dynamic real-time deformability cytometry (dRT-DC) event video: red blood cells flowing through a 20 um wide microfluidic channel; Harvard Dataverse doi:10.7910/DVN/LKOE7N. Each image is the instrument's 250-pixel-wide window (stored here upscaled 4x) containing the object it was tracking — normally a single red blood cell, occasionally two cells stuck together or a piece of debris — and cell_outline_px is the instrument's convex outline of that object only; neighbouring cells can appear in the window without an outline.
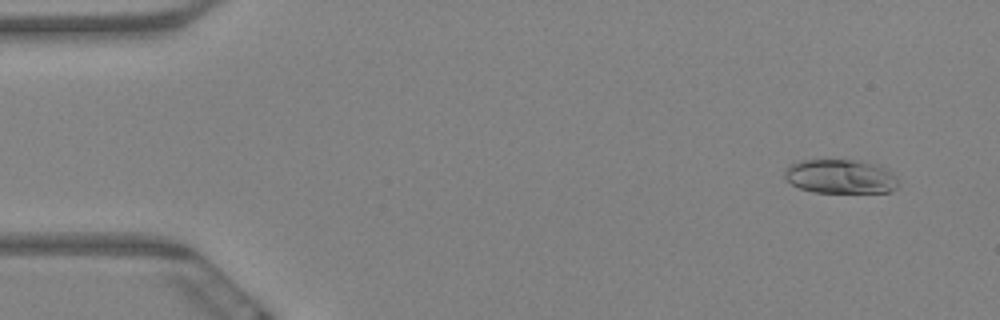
{"species": "Egyptian fruit bat (a non-hibernating species)", "species_latin": "Rousettus aegyptiacus", "temperature_condition": "warm", "stored_images_in_passage": 6, "camera_frame_rate_fps": 3000, "um_per_image_px": 0.085, "animal": {"sex": "female"}, "frame": {"image": 1, "passage_image": 2, "time_ms": 0.333, "image_size_px": [1000, 320], "cell_outline_px": [[900, 184], [892, 192], [816, 192], [800, 188], [792, 184], [784, 176], [784, 172], [788, 164], [800, 160], [860, 160], [880, 164], [888, 168], [900, 180]], "centroid_in_image_um": [71.51, 14.98], "position_along_channel_um": 13.5, "area_um2": 23.06}}
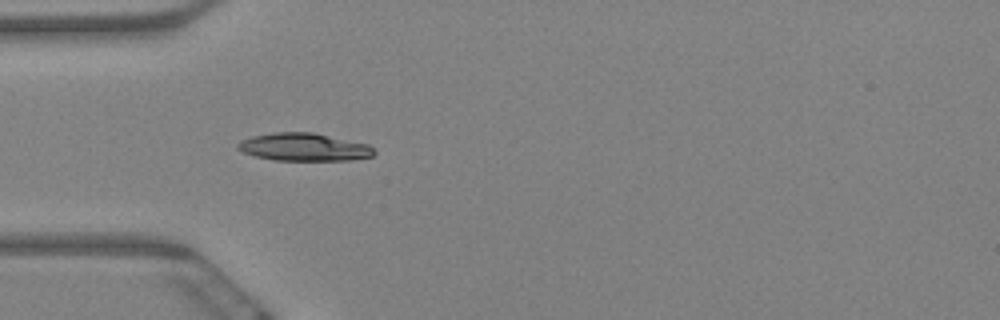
{"frame": {"image": 2, "passage_image": 6, "time_ms": 1.667, "image_size_px": [1000, 320], "cell_outline_px": [[376, 152], [372, 156], [352, 160], [272, 160], [256, 156], [244, 152], [236, 148], [236, 144], [252, 136], [272, 132], [312, 132], [368, 144], [376, 148]], "centroid_in_image_um": [25.87, 12.5], "position_along_channel_um": 59.1, "area_um2": 22.08}}